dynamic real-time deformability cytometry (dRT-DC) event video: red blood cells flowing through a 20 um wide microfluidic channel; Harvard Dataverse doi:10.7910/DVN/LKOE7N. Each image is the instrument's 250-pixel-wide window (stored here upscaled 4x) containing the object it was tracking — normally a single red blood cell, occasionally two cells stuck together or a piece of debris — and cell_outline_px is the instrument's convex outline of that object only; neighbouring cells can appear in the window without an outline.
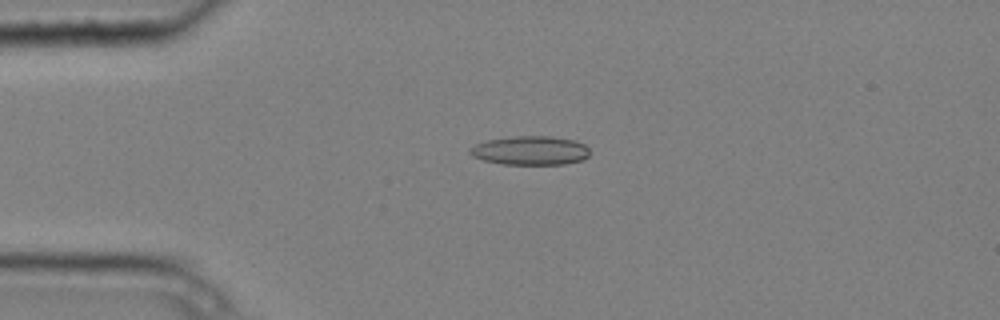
{"species": "common noctule bat (a hibernating species)", "species_latin": "Nyctalus noctula", "temperature_condition": "cold", "stored_images_in_passage": 5, "camera_frame_rate_fps": 3000, "um_per_image_px": 0.085, "animal": {"sex": "male", "body_mass_g": 20.4}, "frame": {"image": 1, "passage_image": 3, "time_ms": 0.667, "image_size_px": [1000, 320], "cell_outline_px": [[592, 152], [584, 160], [564, 164], [504, 164], [484, 160], [472, 156], [468, 152], [468, 148], [476, 144], [488, 140], [512, 136], [552, 136], [576, 140], [584, 144]], "centroid_in_image_um": [45.11, 12.79], "position_along_channel_um": 39.9, "area_um2": 20.4}}
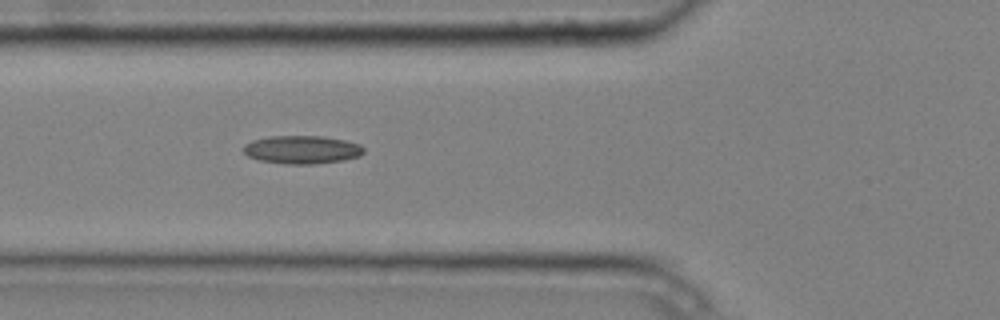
{"frame": {"image": 2, "passage_image": 5, "time_ms": 1.333, "image_size_px": [1000, 320], "cell_outline_px": [[364, 152], [360, 156], [344, 160], [316, 164], [284, 164], [260, 160], [248, 156], [240, 148], [244, 144], [252, 140], [268, 136], [324, 136], [344, 140], [360, 144], [364, 148]], "centroid_in_image_um": [25.65, 12.72], "position_along_channel_um": 100.1, "area_um2": 20.0}}